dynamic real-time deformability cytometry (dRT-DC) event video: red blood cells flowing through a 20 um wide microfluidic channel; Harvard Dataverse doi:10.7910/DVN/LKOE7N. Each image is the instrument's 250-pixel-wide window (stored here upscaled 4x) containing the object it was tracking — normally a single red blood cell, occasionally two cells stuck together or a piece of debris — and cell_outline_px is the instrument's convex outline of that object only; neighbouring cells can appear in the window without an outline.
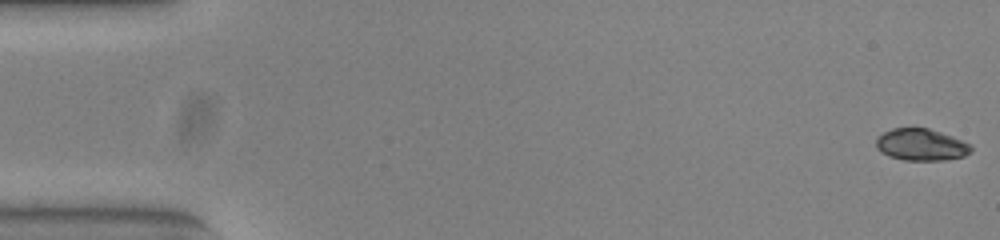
{"species": "common noctule bat (a hibernating species)", "species_latin": "Nyctalus noctula", "temperature_condition": "warm", "stored_images_in_passage": 47, "camera_frame_rate_fps": 3000, "um_per_image_px": 0.085, "animal": {"sex": "female", "body_mass_g": 23.0, "forearm_length_mm": 53.4}, "frame": {"image": 1, "passage_image": 1, "time_ms": 0.0, "image_size_px": [1000, 240], "cell_outline_px": [[972, 152], [964, 156], [944, 160], [904, 160], [888, 156], [880, 152], [876, 148], [876, 140], [884, 132], [892, 128], [928, 128], [952, 136], [972, 144]], "centroid_in_image_um": [78.31, 12.31], "position_along_channel_um": 6.7, "area_um2": 17.69}}
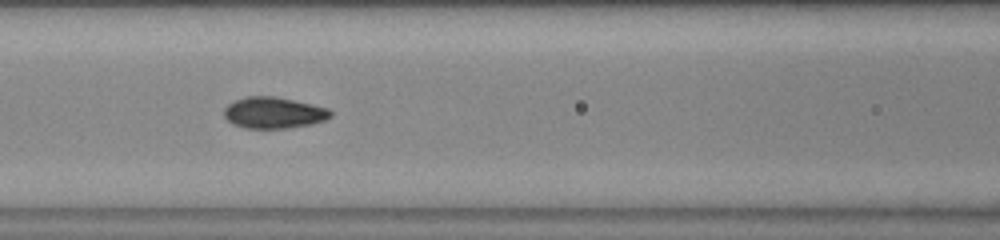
{"frame": {"image": 2, "passage_image": 23, "time_ms": 7.333, "image_size_px": [1000, 240], "cell_outline_px": [[332, 116], [324, 120], [312, 124], [284, 128], [244, 128], [232, 124], [224, 116], [224, 108], [228, 104], [236, 100], [248, 96], [276, 96], [312, 104], [328, 108], [332, 112]], "centroid_in_image_um": [23.26, 9.58], "position_along_channel_um": 143.3, "area_um2": 19.42}}
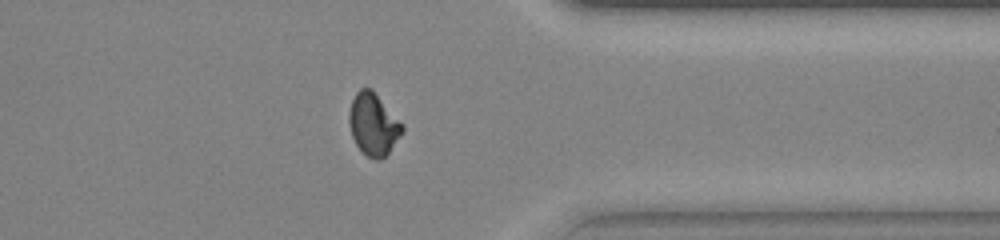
{"frame": {"image": 3, "passage_image": 42, "time_ms": 13.667, "image_size_px": [1000, 240], "cell_outline_px": [[404, 132], [388, 152], [380, 160], [376, 160], [368, 156], [356, 144], [352, 136], [348, 120], [348, 112], [352, 100], [356, 92], [360, 88], [372, 88], [404, 124]], "centroid_in_image_um": [31.75, 10.53], "position_along_channel_um": 379.7, "area_um2": 19.36}, "authors_computed_cell_mechanics": {"area_um2": 18.785, "velocity_mm_per_s": 3.8784, "shape_relaxation_time_tau1_ms": 9.1951, "shape_relaxation_time_tau2_ms": null, "deformation_change_tau1": 0.2131, "deformation_change_tau2": null}}